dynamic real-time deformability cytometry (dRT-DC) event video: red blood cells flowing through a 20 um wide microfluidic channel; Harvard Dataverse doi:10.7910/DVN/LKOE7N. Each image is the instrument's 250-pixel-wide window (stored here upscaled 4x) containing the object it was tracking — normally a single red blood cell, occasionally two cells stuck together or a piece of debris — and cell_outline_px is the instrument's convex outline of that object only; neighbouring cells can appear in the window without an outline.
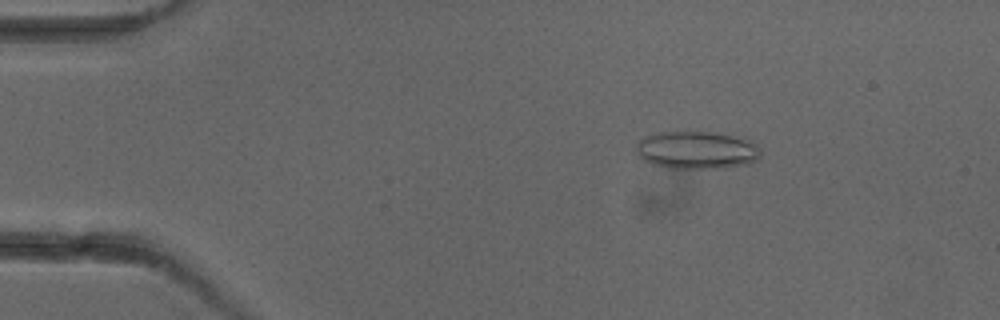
{"species": "common noctule bat (a hibernating species)", "species_latin": "Nyctalus noctula", "temperature_condition": "cold", "stored_images_in_passage": 4, "camera_frame_rate_fps": 3000, "um_per_image_px": 0.085, "animal": {"sex": "female"}, "frame": {"image": 1, "passage_image": 3, "time_ms": 2.333, "image_size_px": [1000, 320], "cell_outline_px": [[760, 156], [752, 164], [724, 168], [668, 168], [652, 164], [644, 160], [636, 152], [636, 144], [644, 136], [656, 132], [708, 132], [748, 140], [756, 144], [760, 148]], "centroid_in_image_um": [59.21, 12.78], "position_along_channel_um": 25.8, "area_um2": 27.34}}